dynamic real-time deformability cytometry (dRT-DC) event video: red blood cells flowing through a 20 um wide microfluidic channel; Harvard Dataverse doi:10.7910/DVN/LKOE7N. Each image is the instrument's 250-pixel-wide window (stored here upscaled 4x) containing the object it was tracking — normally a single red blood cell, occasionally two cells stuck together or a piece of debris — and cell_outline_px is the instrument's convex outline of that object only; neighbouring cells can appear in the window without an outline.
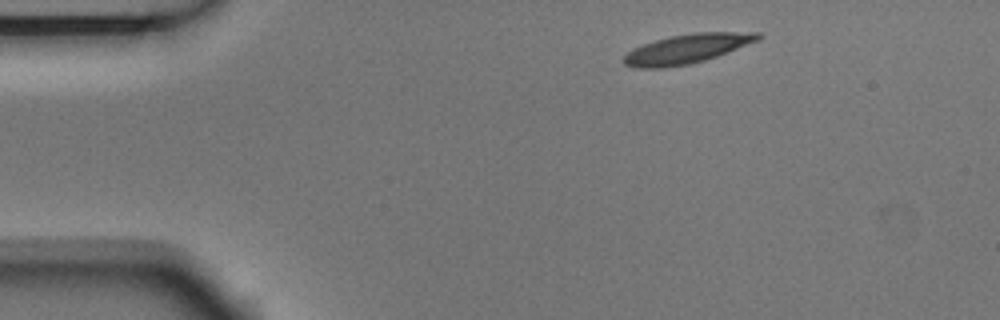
{"species": "Egyptian fruit bat (a non-hibernating species)", "species_latin": "Rousettus aegyptiacus", "temperature_condition": "room temperature", "stored_images_in_passage": 3, "camera_frame_rate_fps": 3000, "um_per_image_px": 0.085, "animal": {"sex": "male"}, "frame": {"image": 1, "passage_image": 1, "time_ms": 0.0, "image_size_px": [1000, 320], "cell_outline_px": [[764, 36], [760, 40], [716, 56], [704, 60], [688, 64], [664, 68], [632, 68], [624, 64], [620, 60], [628, 52], [644, 44], [656, 40], [672, 36], [692, 32], [760, 32]], "centroid_in_image_um": [58.41, 4.15], "position_along_channel_um": 26.6, "area_um2": 22.89}}